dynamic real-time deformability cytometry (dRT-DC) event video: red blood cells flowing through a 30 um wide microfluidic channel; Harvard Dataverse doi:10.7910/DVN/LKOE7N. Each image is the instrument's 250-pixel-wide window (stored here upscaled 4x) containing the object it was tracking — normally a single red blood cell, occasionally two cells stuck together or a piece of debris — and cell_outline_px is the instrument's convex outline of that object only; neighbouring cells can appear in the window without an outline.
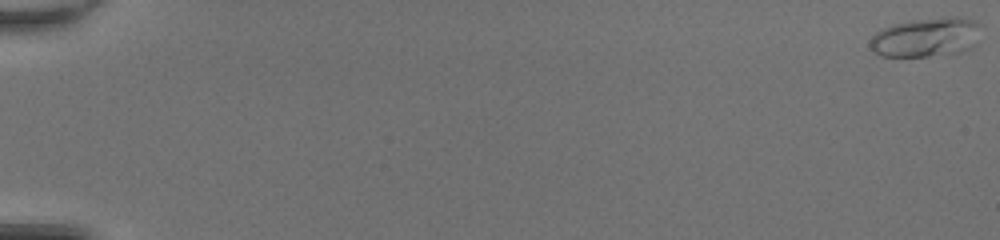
{"species": "common noctule bat (a hibernating species)", "species_latin": "Nyctalus noctula", "temperature_condition": "room temperature", "stored_images_in_passage": 51, "camera_frame_rate_fps": 3000, "um_per_image_px": 0.085, "animal": {"sex": "female", "body_mass_g": 20.0, "forearm_length_mm": 54.0}, "frame": {"image": 1, "passage_image": 1, "time_ms": 0.0, "image_size_px": [1000, 240], "cell_outline_px": [[976, 44], [972, 48], [960, 52], [928, 56], [880, 56], [872, 52], [868, 44], [872, 36], [876, 32], [884, 28], [896, 24], [912, 20], [948, 16], [956, 16], [972, 20], [976, 24]], "centroid_in_image_um": [78.65, 3.18], "position_along_channel_um": 6.3, "area_um2": 25.09}}
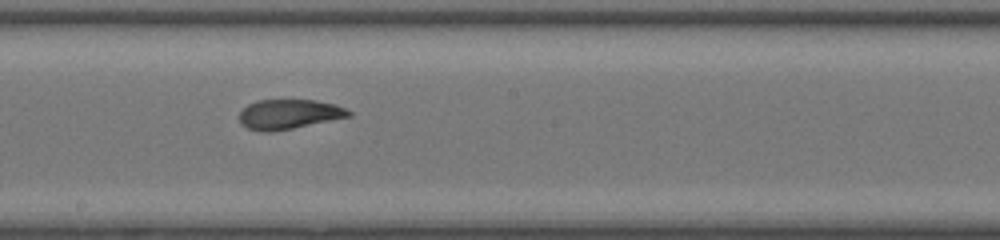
{"frame": {"image": 2, "passage_image": 31, "time_ms": 10.0, "image_size_px": [1000, 240], "cell_outline_px": [[352, 116], [272, 132], [260, 132], [248, 128], [240, 124], [240, 112], [248, 104], [256, 100], [316, 100], [336, 104], [352, 112]], "centroid_in_image_um": [24.55, 9.71], "position_along_channel_um": 223.6, "area_um2": 18.96}}
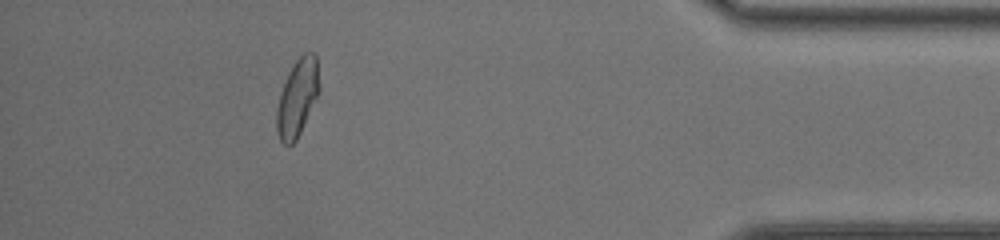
{"frame": {"image": 3, "passage_image": 47, "time_ms": 15.333, "image_size_px": [1000, 240], "cell_outline_px": [[320, 88], [300, 132], [296, 140], [288, 148], [280, 140], [276, 132], [276, 108], [288, 72], [296, 60], [304, 52], [316, 52]], "centroid_in_image_um": [25.26, 8.3], "position_along_channel_um": 409.9, "area_um2": 19.02}, "authors_computed_cell_mechanics": {"area_um2": 19.652, "velocity_mm_per_s": 4.2802, "shape_relaxation_time_tau1_ms": null, "shape_relaxation_time_tau2_ms": 1.3756, "deformation_change_tau1": null, "deformation_change_tau2": 0.079}}